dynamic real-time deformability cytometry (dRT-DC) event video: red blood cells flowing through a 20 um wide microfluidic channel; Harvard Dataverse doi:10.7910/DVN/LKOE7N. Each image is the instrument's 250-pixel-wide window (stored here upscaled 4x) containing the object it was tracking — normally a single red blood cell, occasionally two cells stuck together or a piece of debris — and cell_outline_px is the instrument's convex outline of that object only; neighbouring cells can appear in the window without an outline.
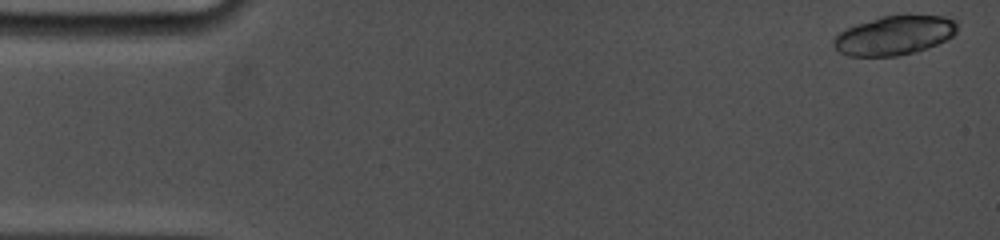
{"species": "common noctule bat (a hibernating species)", "species_latin": "Nyctalus noctula", "temperature_condition": "cold", "stored_images_in_passage": 8, "camera_frame_rate_fps": 5000, "um_per_image_px": 0.085, "animal": {"sex": "female", "body_mass_g": 19.0, "forearm_length_mm": 53.3}, "frame": {"image": 1, "passage_image": 1, "time_ms": 0.0, "image_size_px": [1000, 240], "cell_outline_px": [[956, 32], [952, 36], [936, 44], [916, 52], [896, 56], [848, 56], [840, 52], [832, 44], [832, 40], [840, 32], [856, 24], [880, 16], [944, 16], [956, 20]], "centroid_in_image_um": [75.99, 3.02], "position_along_channel_um": 9.0, "area_um2": 27.92}}